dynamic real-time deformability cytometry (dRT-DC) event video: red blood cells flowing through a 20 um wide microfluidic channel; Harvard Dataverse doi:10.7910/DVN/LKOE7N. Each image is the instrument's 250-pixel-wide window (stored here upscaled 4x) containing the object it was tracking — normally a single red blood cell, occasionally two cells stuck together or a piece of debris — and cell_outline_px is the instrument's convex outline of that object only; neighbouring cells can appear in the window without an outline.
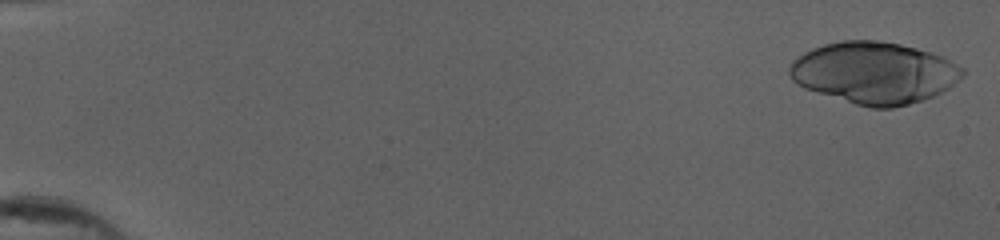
{"species": "human", "species_latin": "Homo sapiens", "temperature_condition": "cold", "stored_images_in_passage": 25, "camera_frame_rate_fps": 3000, "um_per_image_px": 0.085, "donor": {"sex": "female"}, "frame": {"image": 1, "passage_image": 1, "time_ms": 0.0, "image_size_px": [1000, 240], "cell_outline_px": [[968, 72], [960, 80], [948, 88], [924, 100], [892, 108], [872, 108], [856, 104], [804, 88], [796, 84], [792, 80], [788, 72], [788, 68], [792, 60], [804, 52], [812, 48], [824, 44], [840, 40], [880, 40], [900, 44], [932, 52], [944, 56], [952, 60], [964, 68]], "centroid_in_image_um": [74.33, 6.17], "position_along_channel_um": 10.7, "area_um2": 62.71}}
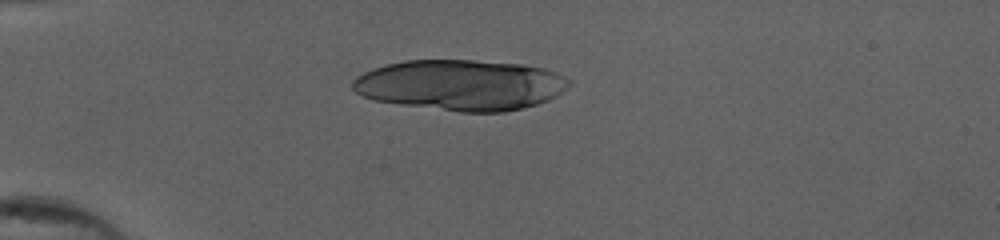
{"frame": {"image": 2, "passage_image": 15, "time_ms": 4.667, "image_size_px": [1000, 240], "cell_outline_px": [[572, 84], [556, 96], [548, 100], [536, 104], [504, 112], [460, 112], [400, 104], [372, 100], [356, 92], [352, 88], [352, 80], [356, 76], [372, 68], [404, 60], [472, 60], [520, 64], [544, 68], [556, 72], [572, 80]], "centroid_in_image_um": [39.16, 7.22], "position_along_channel_um": 45.8, "area_um2": 63.98}}